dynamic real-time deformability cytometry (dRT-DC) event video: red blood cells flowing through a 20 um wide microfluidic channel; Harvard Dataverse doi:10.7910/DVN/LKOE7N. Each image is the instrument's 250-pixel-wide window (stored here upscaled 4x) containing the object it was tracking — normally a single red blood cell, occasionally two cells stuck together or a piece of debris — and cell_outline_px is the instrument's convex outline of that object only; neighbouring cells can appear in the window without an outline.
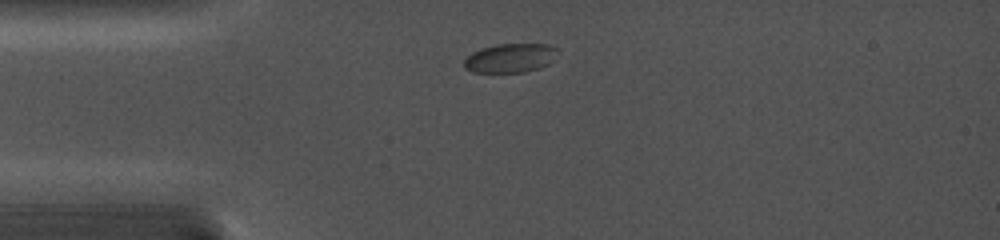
{"species": "common noctule bat (a hibernating species)", "species_latin": "Nyctalus noctula", "temperature_condition": "cold", "stored_images_in_passage": 23, "camera_frame_rate_fps": 5000, "um_per_image_px": 0.085, "animal": {"sex": "female", "body_mass_g": 19.0, "forearm_length_mm": 56.7}, "frame": {"image": 1, "passage_image": 1, "time_ms": 0.0, "image_size_px": [1000, 240], "cell_outline_px": [[556, 60], [540, 68], [524, 72], [472, 72], [464, 68], [464, 60], [472, 52], [480, 48], [496, 44], [548, 44], [556, 48]], "centroid_in_image_um": [43.38, 4.93], "position_along_channel_um": 41.6, "area_um2": 15.95}}
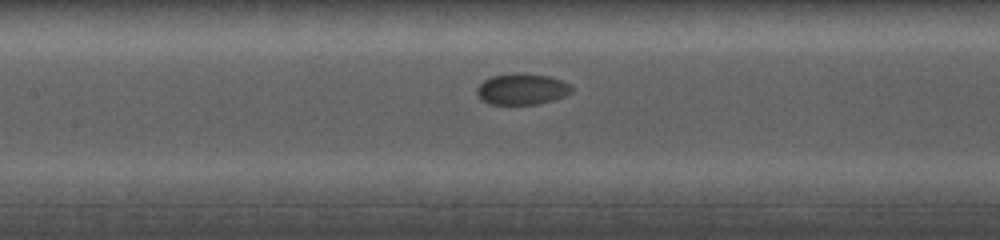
{"frame": {"image": 2, "passage_image": 7, "time_ms": 4.0, "image_size_px": [1000, 240], "cell_outline_px": [[572, 92], [556, 100], [540, 104], [492, 104], [480, 100], [476, 92], [476, 88], [484, 80], [492, 76], [512, 72], [524, 72], [548, 76], [572, 84]], "centroid_in_image_um": [44.37, 7.56], "position_along_channel_um": 163.0, "area_um2": 17.57}}
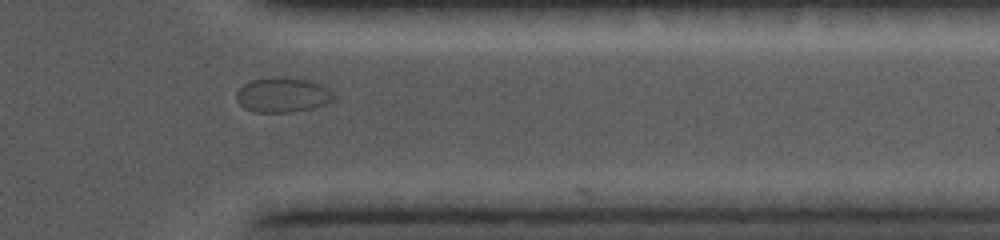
{"frame": {"image": 3, "passage_image": 22, "time_ms": 10.2, "image_size_px": [1000, 240], "cell_outline_px": [[336, 100], [328, 104], [312, 108], [288, 112], [252, 112], [244, 108], [236, 100], [236, 92], [244, 84], [252, 80], [272, 76], [276, 76], [308, 80], [324, 84], [336, 96]], "centroid_in_image_um": [24.06, 8.06], "position_along_channel_um": 387.3, "area_um2": 20.11}}